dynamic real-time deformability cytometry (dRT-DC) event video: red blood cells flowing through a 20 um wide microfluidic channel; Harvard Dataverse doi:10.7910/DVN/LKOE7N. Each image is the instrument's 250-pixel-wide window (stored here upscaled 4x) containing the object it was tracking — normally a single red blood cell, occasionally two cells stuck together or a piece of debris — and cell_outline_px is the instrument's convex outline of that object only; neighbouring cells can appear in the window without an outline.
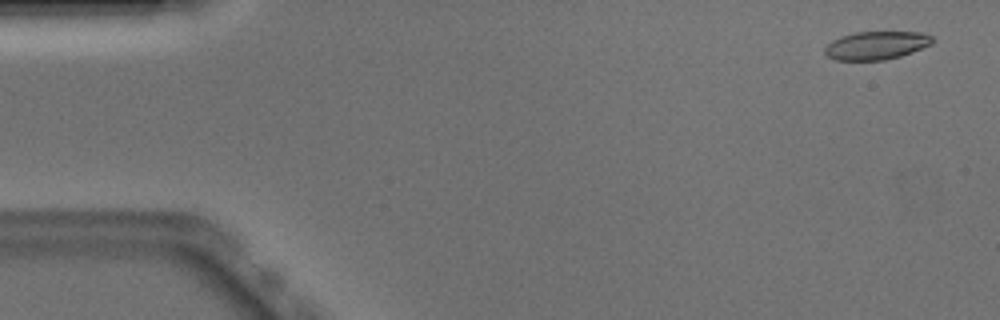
{"species": "Egyptian fruit bat (a non-hibernating species)", "species_latin": "Rousettus aegyptiacus", "temperature_condition": "warm", "stored_images_in_passage": 50, "camera_frame_rate_fps": 3000, "um_per_image_px": 0.085, "animal": {"sex": "male"}, "frame": {"image": 1, "passage_image": 1, "time_ms": 0.0, "image_size_px": [1000, 320], "cell_outline_px": [[936, 40], [932, 44], [912, 52], [900, 56], [884, 60], [836, 60], [828, 56], [824, 52], [824, 48], [832, 40], [840, 36], [856, 32], [924, 32], [932, 36]], "centroid_in_image_um": [74.51, 3.85], "position_along_channel_um": 10.5, "area_um2": 17.8}}
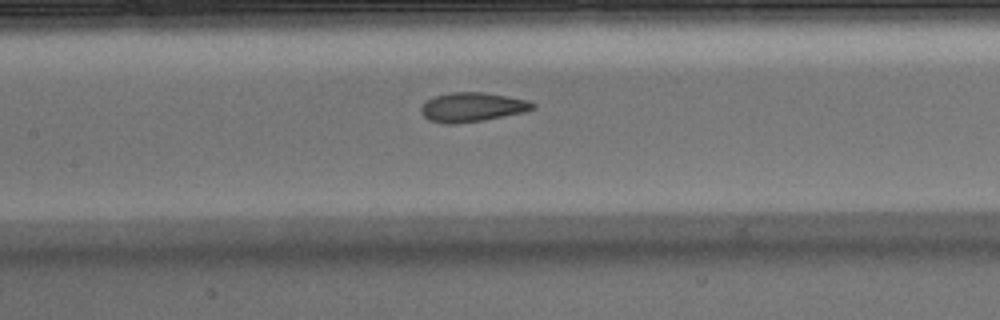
{"frame": {"image": 2, "passage_image": 22, "time_ms": 7.0, "image_size_px": [1000, 320], "cell_outline_px": [[536, 108], [524, 112], [484, 120], [456, 124], [444, 124], [428, 120], [420, 112], [420, 108], [428, 100], [436, 96], [452, 92], [484, 92], [508, 96], [528, 100], [536, 104]], "centroid_in_image_um": [40.16, 9.11], "position_along_channel_um": 167.2, "area_um2": 19.13}}
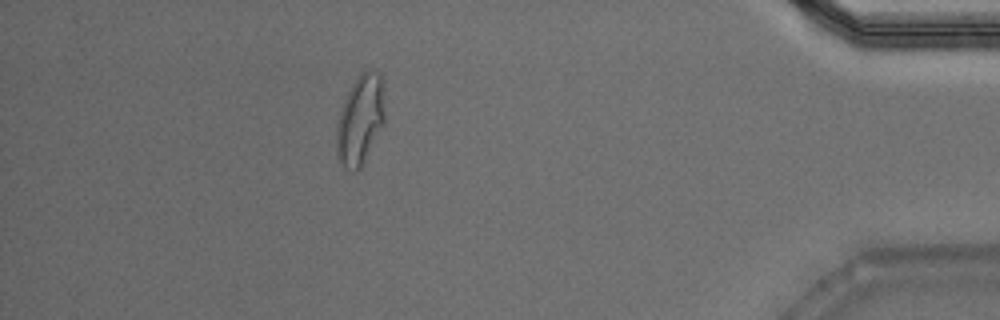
{"frame": {"image": 3, "passage_image": 44, "time_ms": 14.333, "image_size_px": [1000, 320], "cell_outline_px": [[384, 124], [360, 168], [356, 172], [352, 172], [344, 168], [336, 160], [336, 124], [344, 100], [352, 84], [360, 72], [368, 68], [372, 68], [380, 72], [384, 80]], "centroid_in_image_um": [30.62, 10.16], "position_along_channel_um": 404.6, "area_um2": 25.95}, "authors_computed_cell_mechanics": {"area_um2": 19.3052, "velocity_mm_per_s": 3.9192, "shape_relaxation_time_tau1_ms": 5.3439, "shape_relaxation_time_tau2_ms": 1.052, "deformation_change_tau1": 0.1972, "deformation_change_tau2": 0.074}}